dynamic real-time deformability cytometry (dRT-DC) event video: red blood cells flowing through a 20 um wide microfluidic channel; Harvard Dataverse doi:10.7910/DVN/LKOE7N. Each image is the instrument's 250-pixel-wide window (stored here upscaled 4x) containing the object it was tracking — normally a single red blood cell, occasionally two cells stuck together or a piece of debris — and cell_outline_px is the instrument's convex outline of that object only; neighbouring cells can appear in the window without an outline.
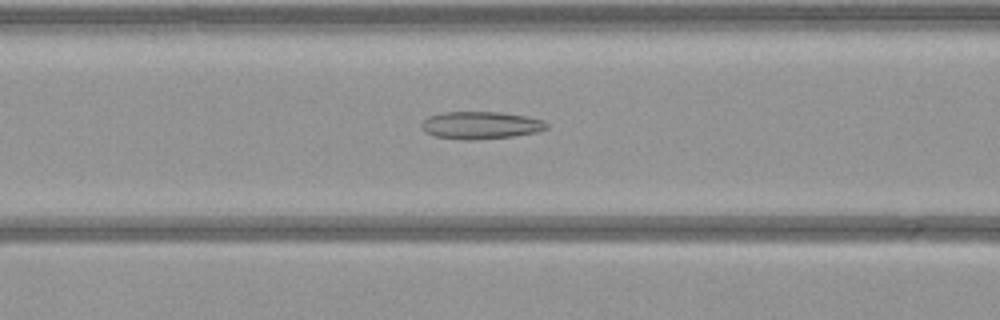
{"species": "common noctule bat (a hibernating species)", "species_latin": "Nyctalus noctula", "temperature_condition": "warm", "stored_images_in_passage": 52, "camera_frame_rate_fps": 3000, "um_per_image_px": 0.085, "animal": {"sex": "female", "body_mass_g": 21.9}, "frame": {"image": 1, "passage_image": 20, "time_ms": 6.333, "image_size_px": [1000, 320], "cell_outline_px": [[548, 128], [536, 132], [512, 136], [476, 140], [468, 140], [436, 136], [424, 132], [420, 124], [428, 116], [444, 112], [500, 112], [528, 116], [544, 120], [548, 124]], "centroid_in_image_um": [40.87, 10.64], "position_along_channel_um": 125.7, "area_um2": 20.06}}
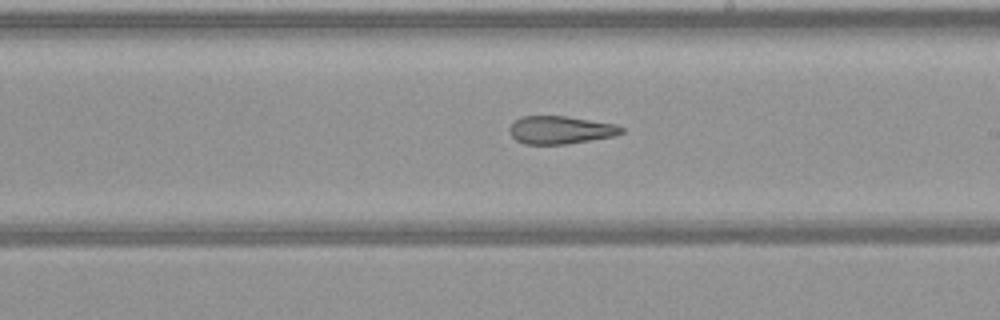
{"frame": {"image": 2, "passage_image": 29, "time_ms": 9.333, "image_size_px": [1000, 320], "cell_outline_px": [[624, 132], [616, 136], [568, 144], [524, 144], [516, 140], [512, 136], [508, 128], [520, 116], [564, 116], [616, 124], [624, 128]], "centroid_in_image_um": [47.66, 11.05], "position_along_channel_um": 241.3, "area_um2": 18.26}}
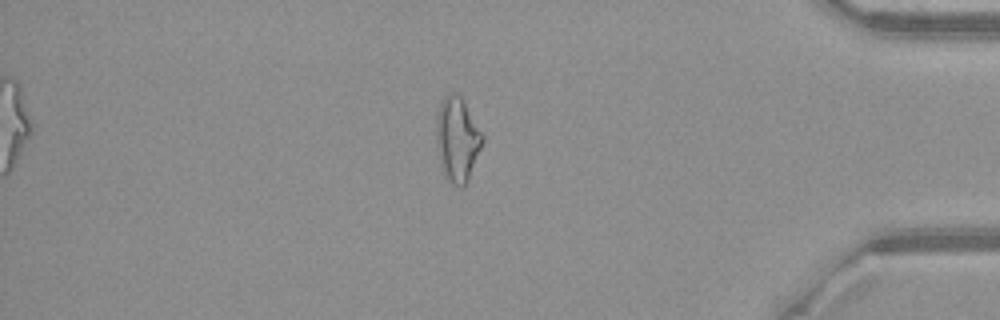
{"frame": {"image": 3, "passage_image": 44, "time_ms": 14.333, "image_size_px": [1000, 320], "cell_outline_px": [[484, 140], [468, 180], [460, 188], [452, 184], [448, 180], [444, 172], [440, 160], [436, 140], [436, 116], [440, 100], [448, 92], [456, 92], [460, 96], [484, 136]], "centroid_in_image_um": [38.85, 11.8], "position_along_channel_um": 396.3, "area_um2": 22.54}}